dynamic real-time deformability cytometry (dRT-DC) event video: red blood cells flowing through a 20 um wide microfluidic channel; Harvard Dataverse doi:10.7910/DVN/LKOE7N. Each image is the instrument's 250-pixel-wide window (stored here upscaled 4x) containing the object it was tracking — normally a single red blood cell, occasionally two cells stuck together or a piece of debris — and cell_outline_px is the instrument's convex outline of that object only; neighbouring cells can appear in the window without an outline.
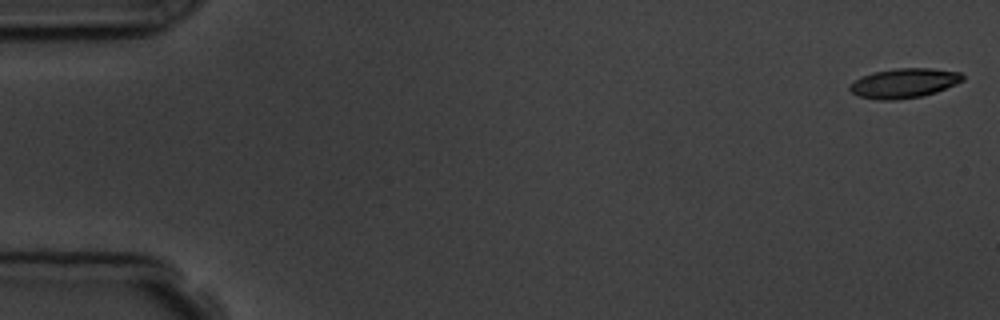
{"species": "common noctule bat (a hibernating species)", "species_latin": "Nyctalus noctula", "temperature_condition": "room temperature", "stored_images_in_passage": 3, "camera_frame_rate_fps": 3000, "um_per_image_px": 0.085, "animal": {"sex": "male", "body_mass_g": 19.5, "forearm_length_mm": 54.6}, "frame": {"image": 1, "passage_image": 1, "time_ms": 0.0, "image_size_px": [1000, 320], "cell_outline_px": [[964, 80], [956, 84], [936, 92], [924, 96], [896, 100], [876, 100], [860, 96], [852, 92], [848, 88], [860, 76], [872, 72], [896, 68], [928, 68], [960, 72], [964, 76]], "centroid_in_image_um": [76.85, 7.07], "position_along_channel_um": 8.1, "area_um2": 19.54}}